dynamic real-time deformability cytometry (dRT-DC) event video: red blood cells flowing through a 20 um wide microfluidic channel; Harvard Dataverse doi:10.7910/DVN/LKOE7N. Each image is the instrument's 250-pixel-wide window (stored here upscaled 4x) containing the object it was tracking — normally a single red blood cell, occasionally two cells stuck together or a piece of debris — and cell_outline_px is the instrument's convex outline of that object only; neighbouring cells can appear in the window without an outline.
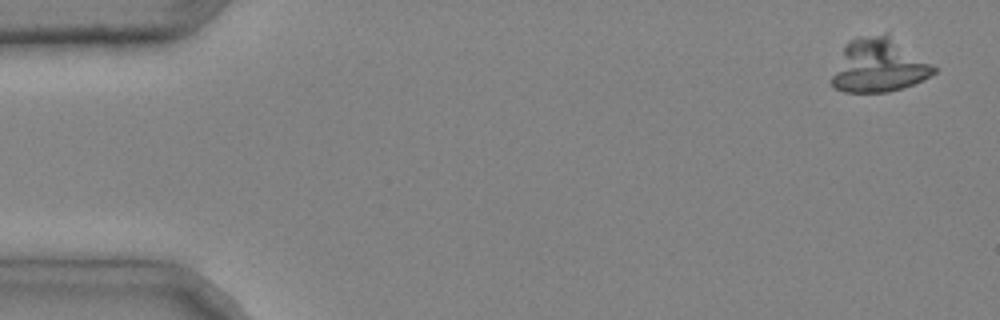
{"species": "common noctule bat (a hibernating species)", "species_latin": "Nyctalus noctula", "temperature_condition": "cold", "stored_images_in_passage": 3, "segment_of_instrument_passage": [2, 2], "camera_frame_rate_fps": 3000, "um_per_image_px": 0.085, "animal": {"sex": "male", "body_mass_g": 20.4}, "frame": {"image": 1, "passage_image": 3, "time_ms": 0.667, "image_size_px": [1000, 320], "cell_outline_px": [[936, 72], [912, 84], [888, 92], [844, 92], [836, 88], [832, 84], [832, 76], [844, 44], [848, 40], [856, 36], [888, 32], [932, 64], [936, 68]], "centroid_in_image_um": [74.68, 5.52], "position_along_channel_um": 10.3, "area_um2": 32.08}}